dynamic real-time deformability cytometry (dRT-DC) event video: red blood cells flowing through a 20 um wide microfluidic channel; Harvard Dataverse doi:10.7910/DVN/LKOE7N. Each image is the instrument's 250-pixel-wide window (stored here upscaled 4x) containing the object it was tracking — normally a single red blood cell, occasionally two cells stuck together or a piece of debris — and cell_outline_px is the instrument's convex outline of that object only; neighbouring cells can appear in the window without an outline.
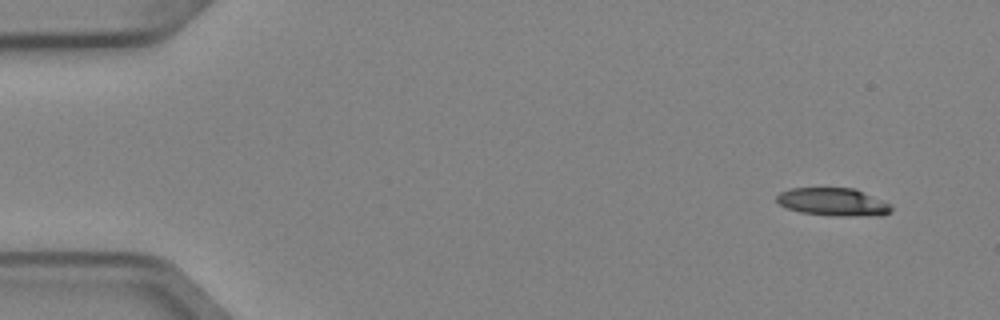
{"species": "Egyptian fruit bat (a non-hibernating species)", "species_latin": "Rousettus aegyptiacus", "temperature_condition": "cold", "stored_images_in_passage": 4, "camera_frame_rate_fps": 3000, "um_per_image_px": 0.085, "animal": {"sex": "female"}, "frame": {"image": 1, "passage_image": 1, "time_ms": 0.0, "image_size_px": [1000, 320], "cell_outline_px": [[892, 212], [880, 216], [836, 216], [800, 212], [788, 208], [780, 204], [776, 200], [776, 196], [780, 192], [792, 188], [852, 188], [888, 204], [892, 208]], "centroid_in_image_um": [70.78, 17.18], "position_along_channel_um": 14.2, "area_um2": 18.32}}
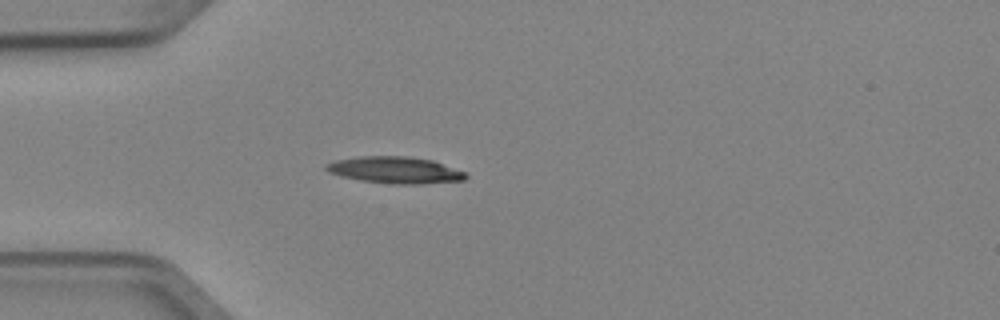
{"frame": {"image": 2, "passage_image": 4, "time_ms": 1.0, "image_size_px": [1000, 320], "cell_outline_px": [[468, 176], [464, 180], [424, 184], [392, 184], [360, 180], [340, 176], [328, 172], [324, 168], [324, 164], [336, 160], [360, 156], [408, 156], [432, 160], [464, 172]], "centroid_in_image_um": [33.54, 14.46], "position_along_channel_um": 51.5, "area_um2": 21.73}}